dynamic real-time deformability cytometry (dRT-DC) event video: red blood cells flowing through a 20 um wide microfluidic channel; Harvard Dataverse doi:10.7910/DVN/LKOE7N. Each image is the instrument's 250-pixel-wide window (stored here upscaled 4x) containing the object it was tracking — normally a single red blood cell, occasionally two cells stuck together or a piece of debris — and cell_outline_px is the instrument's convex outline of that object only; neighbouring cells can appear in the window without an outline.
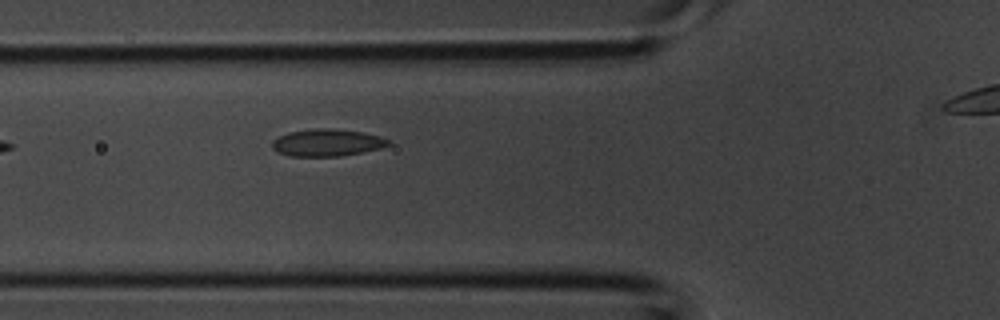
{"species": "common noctule bat (a hibernating species)", "species_latin": "Nyctalus noctula", "temperature_condition": "room temperature", "stored_images_in_passage": 5, "segment_of_instrument_passage": [1, 2], "camera_frame_rate_fps": 3000, "um_per_image_px": 0.085, "animal": {"sex": "male", "body_mass_g": 20.1, "forearm_length_mm": 53.5}, "frame": {"image": 1, "passage_image": 4, "time_ms": 1.0, "image_size_px": [1000, 320], "cell_outline_px": [[392, 144], [380, 148], [340, 156], [288, 156], [272, 148], [272, 140], [288, 132], [316, 128], [328, 128], [364, 132], [380, 136], [392, 140]], "centroid_in_image_um": [27.83, 12.12], "position_along_channel_um": 98.0, "area_um2": 18.38}}